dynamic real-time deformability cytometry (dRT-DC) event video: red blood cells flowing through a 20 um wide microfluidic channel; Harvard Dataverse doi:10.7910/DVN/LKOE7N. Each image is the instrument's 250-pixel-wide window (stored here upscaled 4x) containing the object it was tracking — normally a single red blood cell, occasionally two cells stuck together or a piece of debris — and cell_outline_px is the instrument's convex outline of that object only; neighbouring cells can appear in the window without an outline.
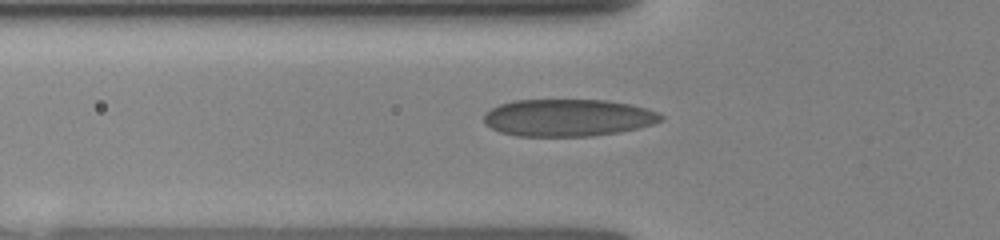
{"species": "human", "species_latin": "Homo sapiens", "temperature_condition": "room temperature", "stored_images_in_passage": 3, "camera_frame_rate_fps": 3000, "um_per_image_px": 0.085, "donor": {"sex": "female"}, "frame": {"image": 1, "passage_image": 2, "time_ms": 0.333, "image_size_px": [1000, 240], "cell_outline_px": [[664, 116], [660, 120], [652, 124], [620, 132], [592, 136], [516, 136], [500, 132], [484, 124], [484, 112], [500, 104], [516, 100], [604, 100], [628, 104], [660, 112]], "centroid_in_image_um": [48.24, 10.01], "position_along_channel_um": 77.6, "area_um2": 38.32}}